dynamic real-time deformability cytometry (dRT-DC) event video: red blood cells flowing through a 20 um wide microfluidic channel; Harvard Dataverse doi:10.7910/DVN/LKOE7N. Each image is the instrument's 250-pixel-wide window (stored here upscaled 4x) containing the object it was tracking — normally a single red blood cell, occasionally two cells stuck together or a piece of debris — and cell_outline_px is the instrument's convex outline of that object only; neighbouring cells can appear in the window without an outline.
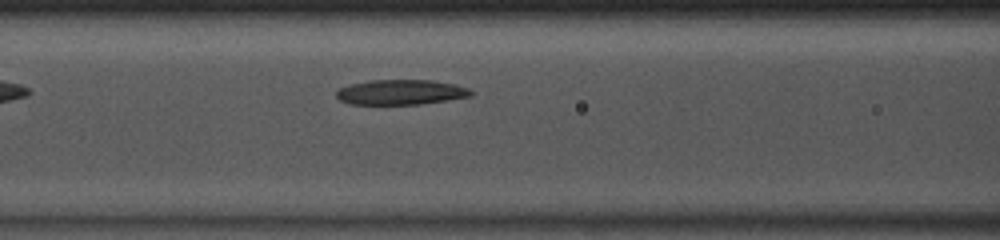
{"species": "common noctule bat (a hibernating species)", "species_latin": "Nyctalus noctula", "temperature_condition": "room temperature", "stored_images_in_passage": 34, "camera_frame_rate_fps": 3000, "um_per_image_px": 0.085, "animal": {"sex": "male", "body_mass_g": 13.0, "forearm_length_mm": 53.1}, "frame": {"image": 1, "passage_image": 7, "time_ms": 2.0, "image_size_px": [1000, 240], "cell_outline_px": [[472, 96], [448, 100], [420, 104], [348, 104], [340, 100], [336, 96], [336, 92], [340, 88], [348, 84], [368, 80], [432, 80], [456, 84], [468, 88], [472, 92]], "centroid_in_image_um": [34.06, 7.83], "position_along_channel_um": 132.5, "area_um2": 19.77}}
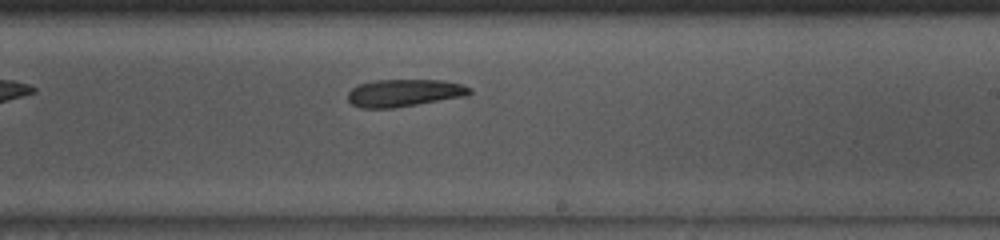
{"frame": {"image": 2, "passage_image": 16, "time_ms": 5.0, "image_size_px": [1000, 240], "cell_outline_px": [[472, 92], [468, 96], [392, 108], [360, 108], [352, 104], [348, 100], [348, 92], [352, 88], [360, 84], [376, 80], [444, 80], [460, 84], [472, 88]], "centroid_in_image_um": [34.38, 7.9], "position_along_channel_um": 254.6, "area_um2": 19.48}}
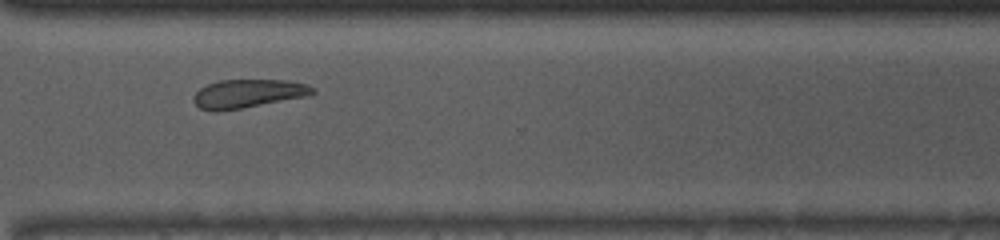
{"frame": {"image": 3, "passage_image": 23, "time_ms": 7.333, "image_size_px": [1000, 240], "cell_outline_px": [[316, 92], [304, 96], [240, 108], [216, 112], [212, 112], [200, 108], [192, 100], [192, 96], [200, 88], [208, 84], [220, 80], [288, 80], [308, 84], [316, 88]], "centroid_in_image_um": [21.05, 7.95], "position_along_channel_um": 349.6, "area_um2": 19.65}}